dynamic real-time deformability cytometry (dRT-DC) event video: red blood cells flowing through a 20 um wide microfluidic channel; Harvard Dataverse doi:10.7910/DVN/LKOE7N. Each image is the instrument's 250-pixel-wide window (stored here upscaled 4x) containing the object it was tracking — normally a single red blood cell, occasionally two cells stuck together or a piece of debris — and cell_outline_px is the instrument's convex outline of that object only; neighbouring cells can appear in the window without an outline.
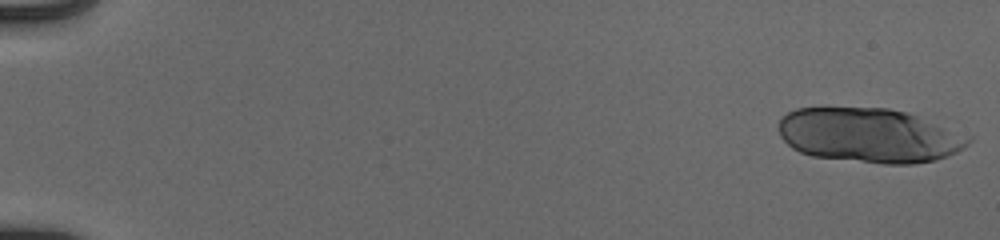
{"species": "human", "species_latin": "Homo sapiens", "temperature_condition": "cold", "stored_images_in_passage": 19, "camera_frame_rate_fps": 3000, "um_per_image_px": 0.085, "donor": {"sex": "male"}, "frame": {"image": 1, "passage_image": 1, "time_ms": 0.0, "image_size_px": [1000, 240], "cell_outline_px": [[972, 140], [964, 148], [948, 156], [936, 160], [912, 164], [884, 164], [812, 156], [800, 152], [792, 148], [780, 136], [780, 120], [788, 112], [796, 108], [824, 104], [888, 108], [908, 112], [972, 136]], "centroid_in_image_um": [73.87, 11.46], "position_along_channel_um": 11.1, "area_um2": 61.67}}